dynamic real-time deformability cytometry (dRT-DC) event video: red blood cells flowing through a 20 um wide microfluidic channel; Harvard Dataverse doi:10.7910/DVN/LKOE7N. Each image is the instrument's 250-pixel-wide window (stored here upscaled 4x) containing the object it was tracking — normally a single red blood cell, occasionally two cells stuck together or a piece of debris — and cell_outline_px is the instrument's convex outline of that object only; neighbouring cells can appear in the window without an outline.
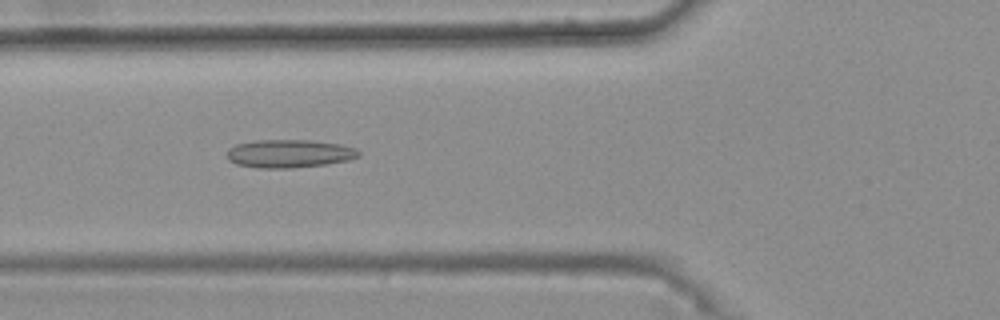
{"species": "common noctule bat (a hibernating species)", "species_latin": "Nyctalus noctula", "temperature_condition": "warm", "stored_images_in_passage": 29, "camera_frame_rate_fps": 3000, "um_per_image_px": 0.085, "animal": {"sex": "female", "body_mass_g": 25.1}, "frame": {"image": 1, "passage_image": 11, "time_ms": 3.333, "image_size_px": [1000, 320], "cell_outline_px": [[360, 156], [348, 160], [324, 164], [292, 168], [256, 168], [236, 164], [228, 160], [224, 156], [228, 148], [236, 144], [256, 140], [312, 140], [340, 144], [356, 148], [360, 152]], "centroid_in_image_um": [24.54, 13.05], "position_along_channel_um": 101.3, "area_um2": 21.85}}
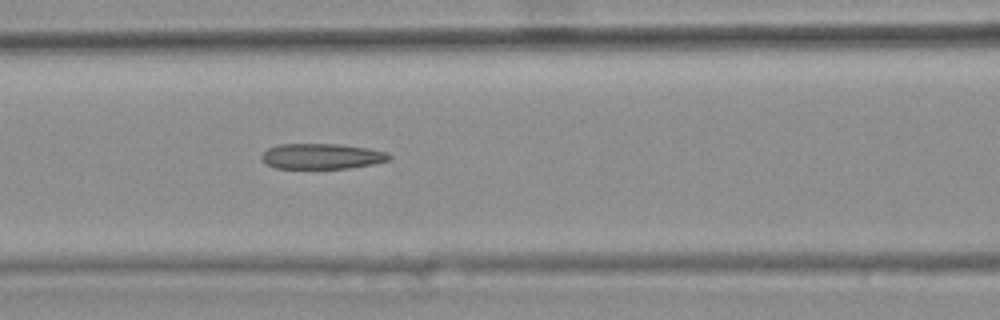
{"frame": {"image": 2, "passage_image": 14, "time_ms": 4.333, "image_size_px": [1000, 320], "cell_outline_px": [[392, 156], [388, 160], [372, 164], [348, 168], [276, 168], [268, 164], [260, 156], [268, 148], [280, 144], [340, 144], [368, 148], [388, 152]], "centroid_in_image_um": [27.38, 13.27], "position_along_channel_um": 139.2, "area_um2": 18.79}}
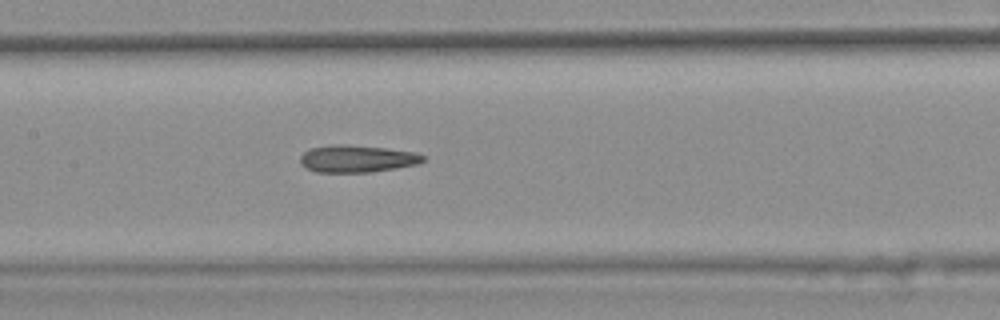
{"frame": {"image": 3, "passage_image": 17, "time_ms": 5.333, "image_size_px": [1000, 320], "cell_outline_px": [[424, 160], [420, 164], [372, 172], [316, 172], [300, 164], [300, 156], [308, 148], [332, 144], [348, 144], [388, 148], [416, 152], [424, 156]], "centroid_in_image_um": [30.35, 13.48], "position_along_channel_um": 177.1, "area_um2": 19.77}}